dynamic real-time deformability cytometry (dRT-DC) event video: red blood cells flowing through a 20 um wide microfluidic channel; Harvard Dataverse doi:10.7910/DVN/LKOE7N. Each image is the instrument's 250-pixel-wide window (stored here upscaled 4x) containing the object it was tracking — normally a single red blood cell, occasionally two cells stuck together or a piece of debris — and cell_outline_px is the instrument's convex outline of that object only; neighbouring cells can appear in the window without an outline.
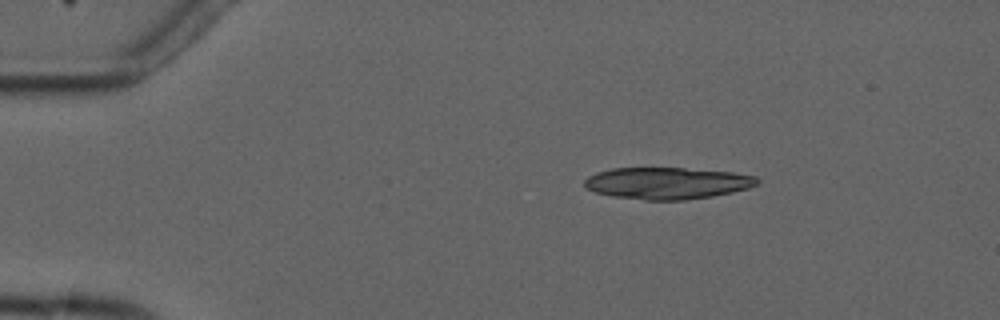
{"species": "common noctule bat (a hibernating species)", "species_latin": "Nyctalus noctula", "temperature_condition": "cold", "stored_images_in_passage": 4, "camera_frame_rate_fps": 3000, "um_per_image_px": 0.085, "animal": {"sex": "male", "forearm_length_mm": 52.5}, "frame": {"image": 1, "passage_image": 2, "time_ms": 2.0, "image_size_px": [1000, 320], "cell_outline_px": [[760, 180], [756, 184], [748, 188], [732, 192], [712, 196], [684, 200], [644, 200], [612, 196], [596, 192], [584, 188], [584, 180], [588, 176], [596, 172], [612, 168], [684, 168], [732, 172], [756, 176]], "centroid_in_image_um": [56.68, 15.57], "position_along_channel_um": 28.3, "area_um2": 32.02}}